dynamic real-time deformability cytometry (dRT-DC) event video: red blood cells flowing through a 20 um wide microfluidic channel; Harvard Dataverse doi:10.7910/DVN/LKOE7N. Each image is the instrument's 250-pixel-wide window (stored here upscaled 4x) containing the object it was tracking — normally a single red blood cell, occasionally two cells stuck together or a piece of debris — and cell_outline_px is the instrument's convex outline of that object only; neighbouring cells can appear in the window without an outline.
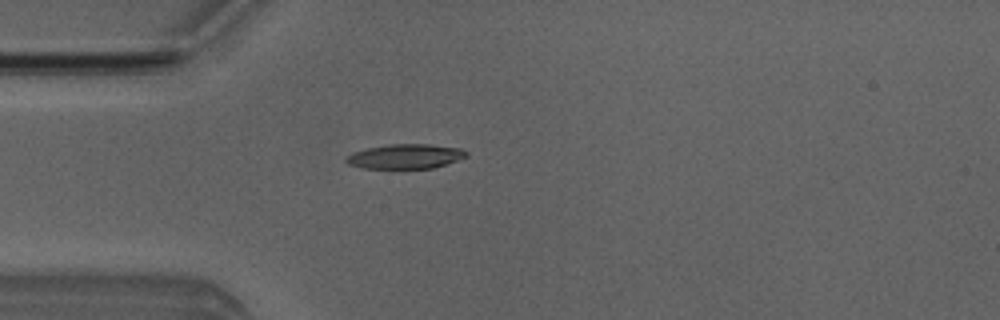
{"species": "Egyptian fruit bat (a non-hibernating species)", "species_latin": "Rousettus aegyptiacus", "temperature_condition": "room temperature", "stored_images_in_passage": 5, "camera_frame_rate_fps": 3000, "um_per_image_px": 0.085, "animal": {"sex": "male"}, "frame": {"image": 1, "passage_image": 4, "time_ms": 3.333, "image_size_px": [1000, 320], "cell_outline_px": [[468, 156], [432, 168], [364, 168], [348, 164], [344, 160], [352, 152], [368, 148], [388, 144], [428, 144], [460, 148], [468, 152]], "centroid_in_image_um": [34.44, 13.28], "position_along_channel_um": 50.6, "area_um2": 17.05}}